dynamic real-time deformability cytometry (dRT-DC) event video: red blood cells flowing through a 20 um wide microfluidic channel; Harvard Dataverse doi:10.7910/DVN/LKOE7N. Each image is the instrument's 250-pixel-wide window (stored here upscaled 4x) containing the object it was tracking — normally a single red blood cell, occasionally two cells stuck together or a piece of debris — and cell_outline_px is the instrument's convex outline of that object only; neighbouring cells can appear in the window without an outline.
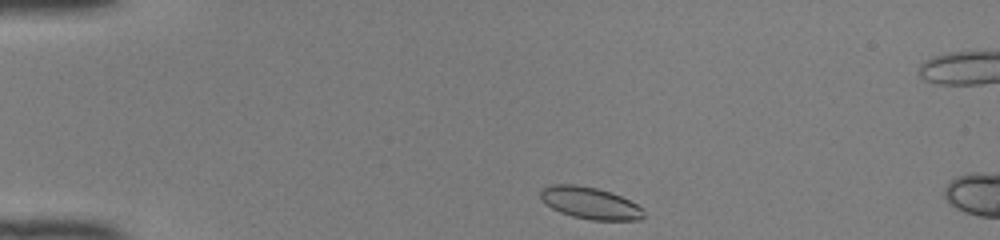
{"species": "common noctule bat (a hibernating species)", "species_latin": "Nyctalus noctula", "temperature_condition": "room temperature", "stored_images_in_passage": 5, "camera_frame_rate_fps": 3000, "um_per_image_px": 0.085, "animal": {"sex": "female", "body_mass_g": 22.0, "forearm_length_mm": 56.7}, "frame": {"image": 1, "passage_image": 1, "time_ms": 0.0, "image_size_px": [1000, 240], "cell_outline_px": [[644, 216], [640, 220], [592, 220], [572, 216], [560, 212], [552, 208], [540, 200], [540, 192], [544, 188], [552, 184], [572, 184], [596, 188], [612, 192], [636, 204], [644, 212]], "centroid_in_image_um": [50.13, 17.26], "position_along_channel_um": 34.9, "area_um2": 19.07}}